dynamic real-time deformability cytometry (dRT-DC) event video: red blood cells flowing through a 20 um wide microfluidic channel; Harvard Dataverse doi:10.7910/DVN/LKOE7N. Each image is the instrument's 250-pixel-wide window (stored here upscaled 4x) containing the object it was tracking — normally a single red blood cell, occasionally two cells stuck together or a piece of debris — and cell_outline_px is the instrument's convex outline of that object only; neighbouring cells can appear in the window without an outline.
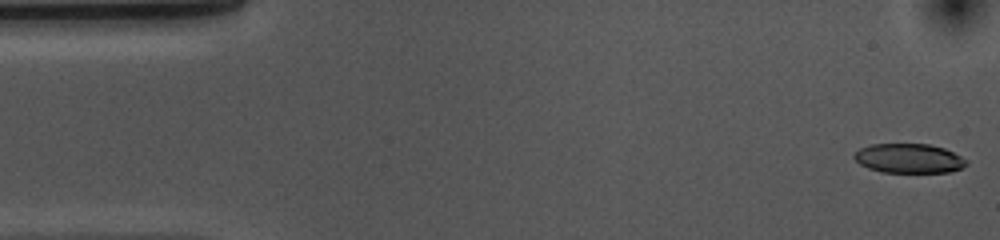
{"species": "common noctule bat (a hibernating species)", "species_latin": "Nyctalus noctula", "temperature_condition": "cold", "stored_images_in_passage": 53, "camera_frame_rate_fps": 3000, "um_per_image_px": 0.085, "animal": {"sex": "female", "body_mass_g": 10.0, "forearm_length_mm": 53.1}, "frame": {"image": 1, "passage_image": 1, "time_ms": 0.0, "image_size_px": [1000, 240], "cell_outline_px": [[968, 164], [960, 168], [948, 172], [880, 172], [868, 168], [860, 164], [852, 156], [860, 148], [872, 144], [928, 144], [944, 148], [968, 160]], "centroid_in_image_um": [77.24, 13.46], "position_along_channel_um": 7.8, "area_um2": 19.13}}
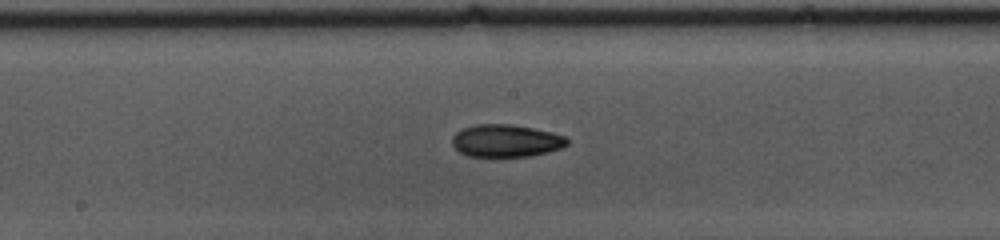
{"frame": {"image": 2, "passage_image": 26, "time_ms": 8.333, "image_size_px": [1000, 240], "cell_outline_px": [[568, 144], [560, 148], [548, 152], [528, 156], [468, 156], [460, 152], [452, 144], [452, 136], [456, 132], [464, 128], [476, 124], [512, 124], [552, 132], [564, 136], [568, 140]], "centroid_in_image_um": [43.0, 11.96], "position_along_channel_um": 205.2, "area_um2": 21.62}}
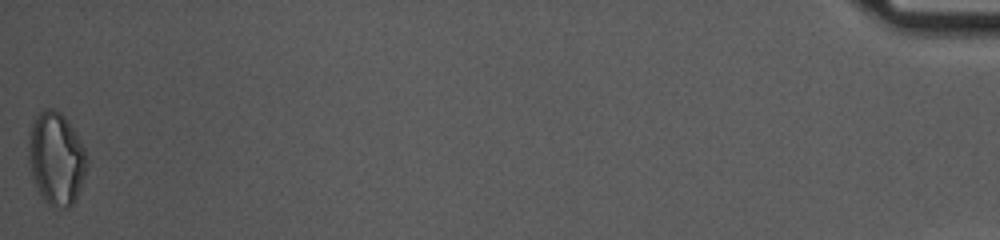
{"frame": {"image": 3, "passage_image": 53, "time_ms": 17.333, "image_size_px": [1000, 240], "cell_outline_px": [[88, 160], [84, 176], [80, 188], [72, 204], [68, 208], [64, 208], [48, 204], [40, 192], [36, 184], [32, 172], [28, 156], [28, 132], [36, 116], [44, 108], [52, 108], [60, 112], [68, 120], [84, 148]], "centroid_in_image_um": [4.78, 13.43], "position_along_channel_um": 430.4, "area_um2": 31.1}, "authors_computed_cell_mechanics": {"area_um2": 21.6172, "velocity_mm_per_s": 3.6715, "shape_relaxation_time_tau1_ms": 6.6537, "shape_relaxation_time_tau2_ms": 8.8831, "deformation_change_tau1": 0.1493, "deformation_change_tau2": 0.1536}}